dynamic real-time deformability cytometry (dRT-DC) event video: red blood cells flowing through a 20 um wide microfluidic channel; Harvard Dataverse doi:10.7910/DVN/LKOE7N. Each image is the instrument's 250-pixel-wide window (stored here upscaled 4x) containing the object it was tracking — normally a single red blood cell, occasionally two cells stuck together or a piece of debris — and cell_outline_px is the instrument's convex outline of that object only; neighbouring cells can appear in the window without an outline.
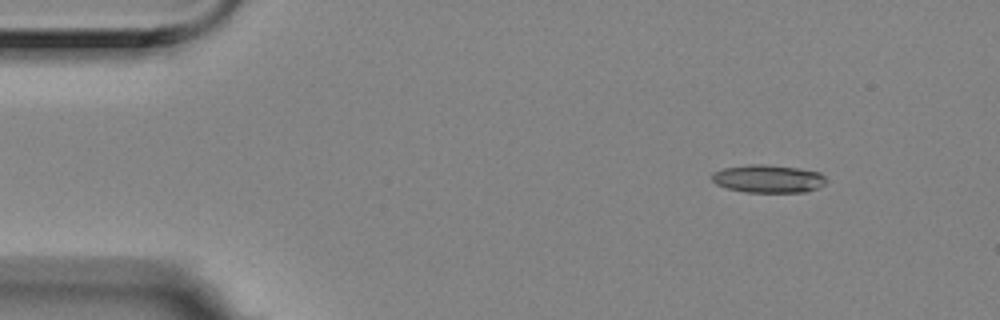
{"species": "Egyptian fruit bat (a non-hibernating species)", "species_latin": "Rousettus aegyptiacus", "temperature_condition": "room temperature", "stored_images_in_passage": 3, "camera_frame_rate_fps": 3000, "um_per_image_px": 0.085, "animal": {"sex": "female"}, "frame": {"image": 1, "passage_image": 1, "time_ms": 0.0, "image_size_px": [1000, 320], "cell_outline_px": [[824, 184], [816, 188], [804, 192], [744, 192], [728, 188], [716, 184], [712, 180], [712, 172], [724, 168], [752, 164], [760, 164], [800, 168], [820, 172], [824, 176]], "centroid_in_image_um": [65.27, 15.19], "position_along_channel_um": 19.7, "area_um2": 18.44}}
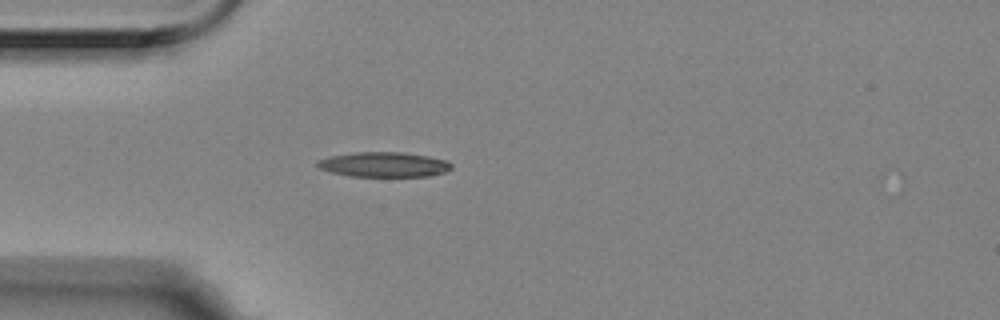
{"frame": {"image": 2, "passage_image": 3, "time_ms": 0.667, "image_size_px": [1000, 320], "cell_outline_px": [[452, 168], [444, 172], [432, 176], [348, 176], [332, 172], [320, 168], [316, 164], [316, 160], [332, 156], [356, 152], [400, 152], [428, 156], [448, 160], [452, 164]], "centroid_in_image_um": [32.66, 13.98], "position_along_channel_um": 52.3, "area_um2": 19.42}}